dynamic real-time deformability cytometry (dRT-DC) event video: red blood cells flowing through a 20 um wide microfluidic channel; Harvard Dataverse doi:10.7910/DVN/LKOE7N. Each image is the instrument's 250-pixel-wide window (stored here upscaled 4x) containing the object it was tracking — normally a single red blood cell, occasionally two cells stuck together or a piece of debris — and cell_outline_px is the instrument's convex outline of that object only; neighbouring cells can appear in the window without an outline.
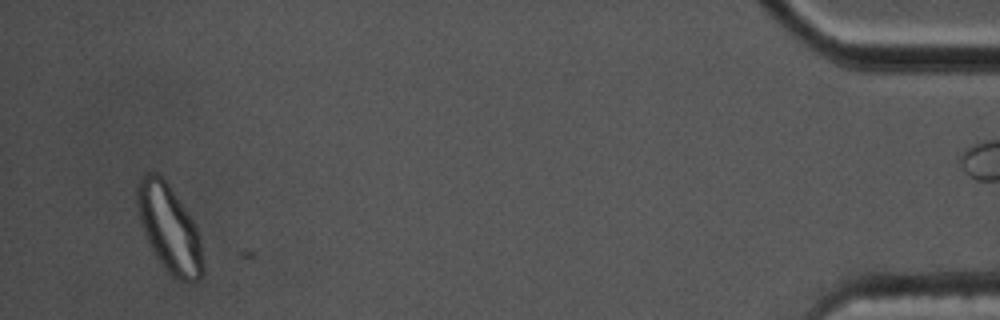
{"species": "common noctule bat (a hibernating species)", "species_latin": "Nyctalus noctula", "temperature_condition": "cold", "stored_images_in_passage": 40, "segment_of_instrument_passage": [2, 2], "camera_frame_rate_fps": 3000, "um_per_image_px": 0.085, "animal": {"sex": "male", "body_mass_g": 17.5, "forearm_length_mm": 52.3}, "frame": {"image": 1, "passage_image": 37, "time_ms": 12.0, "image_size_px": [1000, 320], "cell_outline_px": [[204, 272], [200, 280], [188, 284], [184, 284], [172, 276], [164, 268], [156, 256], [140, 224], [136, 208], [136, 188], [140, 176], [144, 172], [156, 172], [164, 176], [192, 220], [196, 228], [200, 240]], "centroid_in_image_um": [14.36, 19.42], "position_along_channel_um": 420.8, "area_um2": 33.81}}